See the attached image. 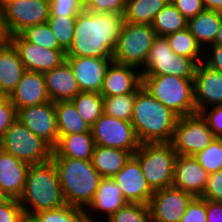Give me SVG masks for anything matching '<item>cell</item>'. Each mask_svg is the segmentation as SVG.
I'll use <instances>...</instances> for the list:
<instances>
[{"mask_svg":"<svg viewBox=\"0 0 222 222\" xmlns=\"http://www.w3.org/2000/svg\"><path fill=\"white\" fill-rule=\"evenodd\" d=\"M123 15L81 11L77 15L72 45L66 57L113 58L124 22Z\"/></svg>","mask_w":222,"mask_h":222,"instance_id":"6da1fadb","label":"cell"},{"mask_svg":"<svg viewBox=\"0 0 222 222\" xmlns=\"http://www.w3.org/2000/svg\"><path fill=\"white\" fill-rule=\"evenodd\" d=\"M179 116L143 87L136 92L131 124L139 142H171Z\"/></svg>","mask_w":222,"mask_h":222,"instance_id":"7a4b0ae2","label":"cell"},{"mask_svg":"<svg viewBox=\"0 0 222 222\" xmlns=\"http://www.w3.org/2000/svg\"><path fill=\"white\" fill-rule=\"evenodd\" d=\"M51 160L58 172L65 203L87 209L103 178L94 168L92 160L68 157H52Z\"/></svg>","mask_w":222,"mask_h":222,"instance_id":"3957f363","label":"cell"},{"mask_svg":"<svg viewBox=\"0 0 222 222\" xmlns=\"http://www.w3.org/2000/svg\"><path fill=\"white\" fill-rule=\"evenodd\" d=\"M18 201L23 212L30 214L66 205L58 172L52 160L29 166Z\"/></svg>","mask_w":222,"mask_h":222,"instance_id":"277c9868","label":"cell"},{"mask_svg":"<svg viewBox=\"0 0 222 222\" xmlns=\"http://www.w3.org/2000/svg\"><path fill=\"white\" fill-rule=\"evenodd\" d=\"M142 87L179 117L196 113L193 79L173 75H143Z\"/></svg>","mask_w":222,"mask_h":222,"instance_id":"5b68a950","label":"cell"},{"mask_svg":"<svg viewBox=\"0 0 222 222\" xmlns=\"http://www.w3.org/2000/svg\"><path fill=\"white\" fill-rule=\"evenodd\" d=\"M133 155L153 191L173 186L177 153L170 142L142 143Z\"/></svg>","mask_w":222,"mask_h":222,"instance_id":"8992f818","label":"cell"},{"mask_svg":"<svg viewBox=\"0 0 222 222\" xmlns=\"http://www.w3.org/2000/svg\"><path fill=\"white\" fill-rule=\"evenodd\" d=\"M1 149L29 165L41 164L52 159L53 148L15 120L0 138Z\"/></svg>","mask_w":222,"mask_h":222,"instance_id":"52a82bcc","label":"cell"},{"mask_svg":"<svg viewBox=\"0 0 222 222\" xmlns=\"http://www.w3.org/2000/svg\"><path fill=\"white\" fill-rule=\"evenodd\" d=\"M152 25L123 22L113 53V61L136 68L143 67L154 39Z\"/></svg>","mask_w":222,"mask_h":222,"instance_id":"ba28073f","label":"cell"},{"mask_svg":"<svg viewBox=\"0 0 222 222\" xmlns=\"http://www.w3.org/2000/svg\"><path fill=\"white\" fill-rule=\"evenodd\" d=\"M197 66L198 63L194 59L174 53L166 37L157 36L140 72L142 76L173 75L183 79H194Z\"/></svg>","mask_w":222,"mask_h":222,"instance_id":"9c48e42d","label":"cell"},{"mask_svg":"<svg viewBox=\"0 0 222 222\" xmlns=\"http://www.w3.org/2000/svg\"><path fill=\"white\" fill-rule=\"evenodd\" d=\"M215 139L206 120L200 113L178 118L171 144L177 155L194 156Z\"/></svg>","mask_w":222,"mask_h":222,"instance_id":"30bf717a","label":"cell"},{"mask_svg":"<svg viewBox=\"0 0 222 222\" xmlns=\"http://www.w3.org/2000/svg\"><path fill=\"white\" fill-rule=\"evenodd\" d=\"M91 131L95 145L122 149L132 155L141 145L131 122L105 113L94 123Z\"/></svg>","mask_w":222,"mask_h":222,"instance_id":"8fae6325","label":"cell"},{"mask_svg":"<svg viewBox=\"0 0 222 222\" xmlns=\"http://www.w3.org/2000/svg\"><path fill=\"white\" fill-rule=\"evenodd\" d=\"M2 10L7 30L13 36L29 26L47 23L50 0H9Z\"/></svg>","mask_w":222,"mask_h":222,"instance_id":"7c38bea8","label":"cell"},{"mask_svg":"<svg viewBox=\"0 0 222 222\" xmlns=\"http://www.w3.org/2000/svg\"><path fill=\"white\" fill-rule=\"evenodd\" d=\"M17 120L52 148L59 140L55 103L52 101L17 110Z\"/></svg>","mask_w":222,"mask_h":222,"instance_id":"4fadbf2b","label":"cell"},{"mask_svg":"<svg viewBox=\"0 0 222 222\" xmlns=\"http://www.w3.org/2000/svg\"><path fill=\"white\" fill-rule=\"evenodd\" d=\"M193 198L174 186L155 190L149 202L151 222H179Z\"/></svg>","mask_w":222,"mask_h":222,"instance_id":"5bb4252c","label":"cell"},{"mask_svg":"<svg viewBox=\"0 0 222 222\" xmlns=\"http://www.w3.org/2000/svg\"><path fill=\"white\" fill-rule=\"evenodd\" d=\"M25 70L44 73L66 60V50H54L26 41L20 34L10 36Z\"/></svg>","mask_w":222,"mask_h":222,"instance_id":"9a60e30c","label":"cell"},{"mask_svg":"<svg viewBox=\"0 0 222 222\" xmlns=\"http://www.w3.org/2000/svg\"><path fill=\"white\" fill-rule=\"evenodd\" d=\"M112 179L117 183L128 203L149 205L154 191L148 185L139 160L134 155L130 156L124 167Z\"/></svg>","mask_w":222,"mask_h":222,"instance_id":"2e32d148","label":"cell"},{"mask_svg":"<svg viewBox=\"0 0 222 222\" xmlns=\"http://www.w3.org/2000/svg\"><path fill=\"white\" fill-rule=\"evenodd\" d=\"M194 102L196 113L207 106L222 105V73L207 66L204 62L198 64L193 79Z\"/></svg>","mask_w":222,"mask_h":222,"instance_id":"e0dca14e","label":"cell"},{"mask_svg":"<svg viewBox=\"0 0 222 222\" xmlns=\"http://www.w3.org/2000/svg\"><path fill=\"white\" fill-rule=\"evenodd\" d=\"M209 173L194 156L177 155L174 164L173 186L193 197H201L207 186Z\"/></svg>","mask_w":222,"mask_h":222,"instance_id":"ac0fdd59","label":"cell"},{"mask_svg":"<svg viewBox=\"0 0 222 222\" xmlns=\"http://www.w3.org/2000/svg\"><path fill=\"white\" fill-rule=\"evenodd\" d=\"M139 70L140 68L112 60L106 69L100 94L107 97L136 93L142 87V75Z\"/></svg>","mask_w":222,"mask_h":222,"instance_id":"d6986e66","label":"cell"},{"mask_svg":"<svg viewBox=\"0 0 222 222\" xmlns=\"http://www.w3.org/2000/svg\"><path fill=\"white\" fill-rule=\"evenodd\" d=\"M72 67L80 91L101 92L104 76L112 58L66 57Z\"/></svg>","mask_w":222,"mask_h":222,"instance_id":"ffe728a7","label":"cell"},{"mask_svg":"<svg viewBox=\"0 0 222 222\" xmlns=\"http://www.w3.org/2000/svg\"><path fill=\"white\" fill-rule=\"evenodd\" d=\"M29 164L0 150V196L18 199L23 191Z\"/></svg>","mask_w":222,"mask_h":222,"instance_id":"44dd1931","label":"cell"},{"mask_svg":"<svg viewBox=\"0 0 222 222\" xmlns=\"http://www.w3.org/2000/svg\"><path fill=\"white\" fill-rule=\"evenodd\" d=\"M9 98L16 110L51 101L47 94L44 74L25 70Z\"/></svg>","mask_w":222,"mask_h":222,"instance_id":"7402d4cb","label":"cell"},{"mask_svg":"<svg viewBox=\"0 0 222 222\" xmlns=\"http://www.w3.org/2000/svg\"><path fill=\"white\" fill-rule=\"evenodd\" d=\"M43 74L47 94L52 102L71 101L81 92L72 67L67 60Z\"/></svg>","mask_w":222,"mask_h":222,"instance_id":"603a6c76","label":"cell"},{"mask_svg":"<svg viewBox=\"0 0 222 222\" xmlns=\"http://www.w3.org/2000/svg\"><path fill=\"white\" fill-rule=\"evenodd\" d=\"M127 203L117 183L112 178H102L93 200L85 211L88 214L89 222H98V218H93L92 213L102 212V215H106V219H108Z\"/></svg>","mask_w":222,"mask_h":222,"instance_id":"cb8c5ba5","label":"cell"},{"mask_svg":"<svg viewBox=\"0 0 222 222\" xmlns=\"http://www.w3.org/2000/svg\"><path fill=\"white\" fill-rule=\"evenodd\" d=\"M25 68L11 42L0 48V92L9 97L16 89Z\"/></svg>","mask_w":222,"mask_h":222,"instance_id":"d4e9b609","label":"cell"},{"mask_svg":"<svg viewBox=\"0 0 222 222\" xmlns=\"http://www.w3.org/2000/svg\"><path fill=\"white\" fill-rule=\"evenodd\" d=\"M95 142L92 131L63 135L53 148L52 157L92 160Z\"/></svg>","mask_w":222,"mask_h":222,"instance_id":"484cf974","label":"cell"},{"mask_svg":"<svg viewBox=\"0 0 222 222\" xmlns=\"http://www.w3.org/2000/svg\"><path fill=\"white\" fill-rule=\"evenodd\" d=\"M221 20L222 12L204 9L197 16L187 20V28L206 51L205 46L213 45L215 41Z\"/></svg>","mask_w":222,"mask_h":222,"instance_id":"4316f807","label":"cell"},{"mask_svg":"<svg viewBox=\"0 0 222 222\" xmlns=\"http://www.w3.org/2000/svg\"><path fill=\"white\" fill-rule=\"evenodd\" d=\"M131 155L129 151L122 149L95 145L92 163L103 178H112L124 167Z\"/></svg>","mask_w":222,"mask_h":222,"instance_id":"83f0119b","label":"cell"},{"mask_svg":"<svg viewBox=\"0 0 222 222\" xmlns=\"http://www.w3.org/2000/svg\"><path fill=\"white\" fill-rule=\"evenodd\" d=\"M54 103L59 138L63 135L79 134L91 130V127L82 119L72 101Z\"/></svg>","mask_w":222,"mask_h":222,"instance_id":"f1b7e54d","label":"cell"},{"mask_svg":"<svg viewBox=\"0 0 222 222\" xmlns=\"http://www.w3.org/2000/svg\"><path fill=\"white\" fill-rule=\"evenodd\" d=\"M170 0H126L125 21L152 25L155 16Z\"/></svg>","mask_w":222,"mask_h":222,"instance_id":"f546056e","label":"cell"},{"mask_svg":"<svg viewBox=\"0 0 222 222\" xmlns=\"http://www.w3.org/2000/svg\"><path fill=\"white\" fill-rule=\"evenodd\" d=\"M165 37L172 51L177 55L194 59L198 64L203 62L201 59L205 55L204 48L201 47L187 27Z\"/></svg>","mask_w":222,"mask_h":222,"instance_id":"4dcf8cb0","label":"cell"},{"mask_svg":"<svg viewBox=\"0 0 222 222\" xmlns=\"http://www.w3.org/2000/svg\"><path fill=\"white\" fill-rule=\"evenodd\" d=\"M71 101L77 108L82 119L90 127L104 113L103 96L98 92L81 91Z\"/></svg>","mask_w":222,"mask_h":222,"instance_id":"1f68e13d","label":"cell"},{"mask_svg":"<svg viewBox=\"0 0 222 222\" xmlns=\"http://www.w3.org/2000/svg\"><path fill=\"white\" fill-rule=\"evenodd\" d=\"M187 27V19L169 2L155 16L152 28L157 36L165 37Z\"/></svg>","mask_w":222,"mask_h":222,"instance_id":"d6a6232c","label":"cell"},{"mask_svg":"<svg viewBox=\"0 0 222 222\" xmlns=\"http://www.w3.org/2000/svg\"><path fill=\"white\" fill-rule=\"evenodd\" d=\"M136 93L103 97L104 113L131 122Z\"/></svg>","mask_w":222,"mask_h":222,"instance_id":"836d02e7","label":"cell"},{"mask_svg":"<svg viewBox=\"0 0 222 222\" xmlns=\"http://www.w3.org/2000/svg\"><path fill=\"white\" fill-rule=\"evenodd\" d=\"M26 41L37 46L65 50L59 43L48 23L32 25L19 33Z\"/></svg>","mask_w":222,"mask_h":222,"instance_id":"e575fe53","label":"cell"},{"mask_svg":"<svg viewBox=\"0 0 222 222\" xmlns=\"http://www.w3.org/2000/svg\"><path fill=\"white\" fill-rule=\"evenodd\" d=\"M40 222H89L85 209L64 205L35 213Z\"/></svg>","mask_w":222,"mask_h":222,"instance_id":"d590c367","label":"cell"},{"mask_svg":"<svg viewBox=\"0 0 222 222\" xmlns=\"http://www.w3.org/2000/svg\"><path fill=\"white\" fill-rule=\"evenodd\" d=\"M77 16L49 17L47 23L58 40V43L67 51L72 45L75 34Z\"/></svg>","mask_w":222,"mask_h":222,"instance_id":"8d00e7d4","label":"cell"},{"mask_svg":"<svg viewBox=\"0 0 222 222\" xmlns=\"http://www.w3.org/2000/svg\"><path fill=\"white\" fill-rule=\"evenodd\" d=\"M106 220L107 222H151L150 208L146 204L127 203Z\"/></svg>","mask_w":222,"mask_h":222,"instance_id":"74e56055","label":"cell"},{"mask_svg":"<svg viewBox=\"0 0 222 222\" xmlns=\"http://www.w3.org/2000/svg\"><path fill=\"white\" fill-rule=\"evenodd\" d=\"M194 157L199 164L209 173L222 169V139L215 138L208 147L198 152Z\"/></svg>","mask_w":222,"mask_h":222,"instance_id":"f35d334b","label":"cell"},{"mask_svg":"<svg viewBox=\"0 0 222 222\" xmlns=\"http://www.w3.org/2000/svg\"><path fill=\"white\" fill-rule=\"evenodd\" d=\"M84 10V0H50V16H77Z\"/></svg>","mask_w":222,"mask_h":222,"instance_id":"ab89813d","label":"cell"},{"mask_svg":"<svg viewBox=\"0 0 222 222\" xmlns=\"http://www.w3.org/2000/svg\"><path fill=\"white\" fill-rule=\"evenodd\" d=\"M84 9L89 12H111L124 15L126 0H84Z\"/></svg>","mask_w":222,"mask_h":222,"instance_id":"60d3db41","label":"cell"},{"mask_svg":"<svg viewBox=\"0 0 222 222\" xmlns=\"http://www.w3.org/2000/svg\"><path fill=\"white\" fill-rule=\"evenodd\" d=\"M179 222H207L206 200L194 197Z\"/></svg>","mask_w":222,"mask_h":222,"instance_id":"b9f144b4","label":"cell"},{"mask_svg":"<svg viewBox=\"0 0 222 222\" xmlns=\"http://www.w3.org/2000/svg\"><path fill=\"white\" fill-rule=\"evenodd\" d=\"M22 213L23 209L18 199H0V222H17Z\"/></svg>","mask_w":222,"mask_h":222,"instance_id":"7bdbcfd3","label":"cell"},{"mask_svg":"<svg viewBox=\"0 0 222 222\" xmlns=\"http://www.w3.org/2000/svg\"><path fill=\"white\" fill-rule=\"evenodd\" d=\"M17 120V110L9 97L0 99V138L11 124Z\"/></svg>","mask_w":222,"mask_h":222,"instance_id":"ee69618b","label":"cell"},{"mask_svg":"<svg viewBox=\"0 0 222 222\" xmlns=\"http://www.w3.org/2000/svg\"><path fill=\"white\" fill-rule=\"evenodd\" d=\"M210 108L203 109L200 114L206 120L215 138L222 139V105L213 106L211 110Z\"/></svg>","mask_w":222,"mask_h":222,"instance_id":"f6af8a7d","label":"cell"},{"mask_svg":"<svg viewBox=\"0 0 222 222\" xmlns=\"http://www.w3.org/2000/svg\"><path fill=\"white\" fill-rule=\"evenodd\" d=\"M201 198L222 202V169L209 175L207 186Z\"/></svg>","mask_w":222,"mask_h":222,"instance_id":"bcb514c9","label":"cell"},{"mask_svg":"<svg viewBox=\"0 0 222 222\" xmlns=\"http://www.w3.org/2000/svg\"><path fill=\"white\" fill-rule=\"evenodd\" d=\"M170 2L187 20L205 9L201 0H170Z\"/></svg>","mask_w":222,"mask_h":222,"instance_id":"7dc6e473","label":"cell"},{"mask_svg":"<svg viewBox=\"0 0 222 222\" xmlns=\"http://www.w3.org/2000/svg\"><path fill=\"white\" fill-rule=\"evenodd\" d=\"M210 52L206 61H203L210 68L222 73V46H210Z\"/></svg>","mask_w":222,"mask_h":222,"instance_id":"c3c4849f","label":"cell"},{"mask_svg":"<svg viewBox=\"0 0 222 222\" xmlns=\"http://www.w3.org/2000/svg\"><path fill=\"white\" fill-rule=\"evenodd\" d=\"M207 222H222V202L206 200Z\"/></svg>","mask_w":222,"mask_h":222,"instance_id":"681fc988","label":"cell"},{"mask_svg":"<svg viewBox=\"0 0 222 222\" xmlns=\"http://www.w3.org/2000/svg\"><path fill=\"white\" fill-rule=\"evenodd\" d=\"M10 42V34L4 21L2 7H0V48L6 46Z\"/></svg>","mask_w":222,"mask_h":222,"instance_id":"f907efd6","label":"cell"},{"mask_svg":"<svg viewBox=\"0 0 222 222\" xmlns=\"http://www.w3.org/2000/svg\"><path fill=\"white\" fill-rule=\"evenodd\" d=\"M205 9L222 12V0H201Z\"/></svg>","mask_w":222,"mask_h":222,"instance_id":"816d5d0a","label":"cell"},{"mask_svg":"<svg viewBox=\"0 0 222 222\" xmlns=\"http://www.w3.org/2000/svg\"><path fill=\"white\" fill-rule=\"evenodd\" d=\"M17 222H40L35 214L23 212Z\"/></svg>","mask_w":222,"mask_h":222,"instance_id":"f5cc1de1","label":"cell"},{"mask_svg":"<svg viewBox=\"0 0 222 222\" xmlns=\"http://www.w3.org/2000/svg\"><path fill=\"white\" fill-rule=\"evenodd\" d=\"M210 46H222V20H221V25L217 33V36L215 38V41L213 45H210Z\"/></svg>","mask_w":222,"mask_h":222,"instance_id":"db71d44e","label":"cell"},{"mask_svg":"<svg viewBox=\"0 0 222 222\" xmlns=\"http://www.w3.org/2000/svg\"><path fill=\"white\" fill-rule=\"evenodd\" d=\"M9 0H0V7H2L5 3H7Z\"/></svg>","mask_w":222,"mask_h":222,"instance_id":"11a10c76","label":"cell"}]
</instances>
